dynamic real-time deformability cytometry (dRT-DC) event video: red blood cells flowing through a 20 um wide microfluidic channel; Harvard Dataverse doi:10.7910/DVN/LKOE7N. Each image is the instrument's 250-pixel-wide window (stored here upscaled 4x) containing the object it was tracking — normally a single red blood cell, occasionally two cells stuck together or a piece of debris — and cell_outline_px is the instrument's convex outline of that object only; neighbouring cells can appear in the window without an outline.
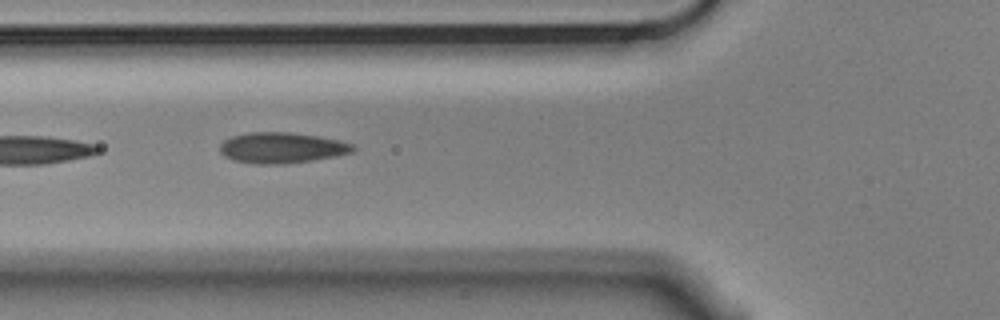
{"species": "Egyptian fruit bat (a non-hibernating species)", "species_latin": "Rousettus aegyptiacus", "temperature_condition": "cold", "stored_images_in_passage": 4, "camera_frame_rate_fps": 3000, "um_per_image_px": 0.085, "animal": {"sex": "male"}, "frame": {"image": 1, "passage_image": 3, "time_ms": 0.667, "image_size_px": [1000, 320], "cell_outline_px": [[356, 148], [352, 152], [336, 156], [312, 160], [280, 164], [256, 164], [236, 160], [224, 156], [220, 152], [220, 144], [224, 140], [232, 136], [252, 132], [288, 132], [316, 136], [340, 140], [356, 144]], "centroid_in_image_um": [23.98, 12.56], "position_along_channel_um": 101.8, "area_um2": 23.76}}
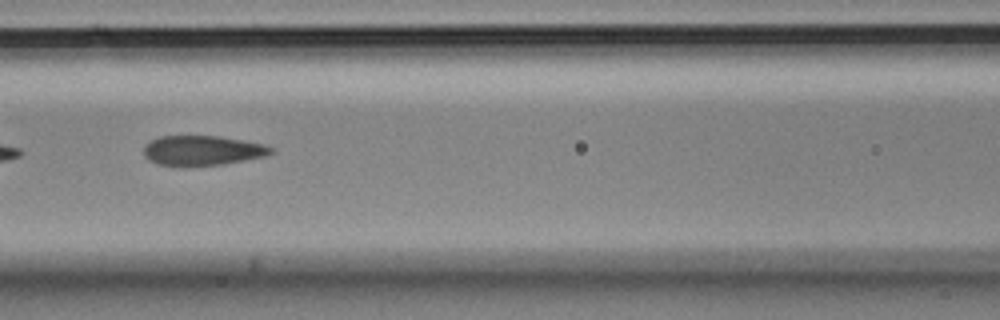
{"frame": {"image": 2, "passage_image": 4, "time_ms": 1.0, "image_size_px": [1000, 320], "cell_outline_px": [[276, 148], [272, 152], [264, 156], [224, 164], [160, 164], [148, 160], [144, 156], [144, 144], [160, 136], [220, 136], [244, 140], [264, 144]], "centroid_in_image_um": [17.23, 12.76], "position_along_channel_um": 149.4, "area_um2": 21.68}}